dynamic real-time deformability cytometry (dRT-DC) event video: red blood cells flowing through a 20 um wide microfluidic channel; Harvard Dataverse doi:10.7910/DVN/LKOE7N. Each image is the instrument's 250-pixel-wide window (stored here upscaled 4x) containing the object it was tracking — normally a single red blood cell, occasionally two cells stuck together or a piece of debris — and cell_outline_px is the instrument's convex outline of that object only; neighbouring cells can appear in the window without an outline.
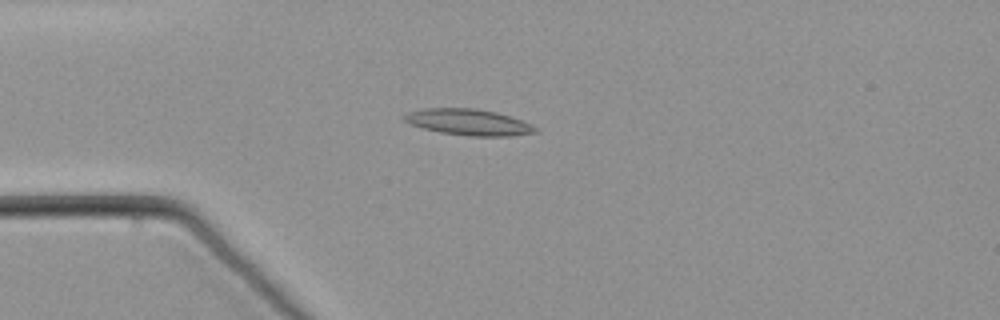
{"species": "common noctule bat (a hibernating species)", "species_latin": "Nyctalus noctula", "temperature_condition": "warm", "stored_images_in_passage": 57, "camera_frame_rate_fps": 3000, "um_per_image_px": 0.085, "animal": {"sex": "male", "body_mass_g": 21.5, "forearm_length_mm": 52.0}, "frame": {"image": 1, "passage_image": 16, "time_ms": 5.0, "image_size_px": [1000, 320], "cell_outline_px": [[536, 132], [508, 136], [468, 136], [440, 132], [408, 124], [404, 120], [404, 116], [408, 112], [424, 108], [476, 108], [496, 112], [532, 124], [536, 128]], "centroid_in_image_um": [39.79, 10.38], "position_along_channel_um": 45.2, "area_um2": 19.83}}
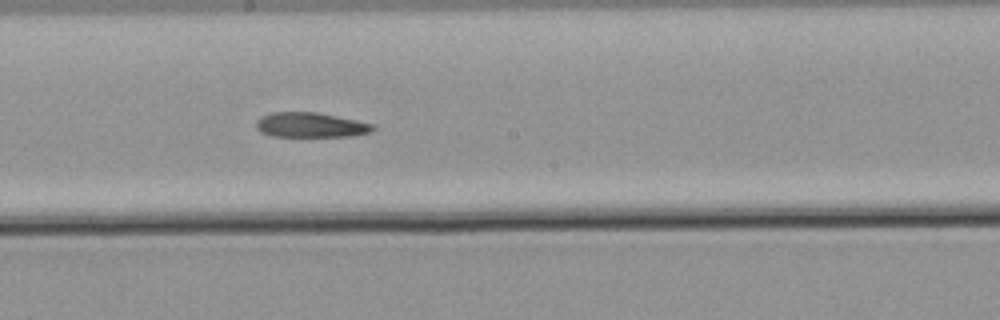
{"frame": {"image": 2, "passage_image": 32, "time_ms": 10.333, "image_size_px": [1000, 320], "cell_outline_px": [[376, 128], [372, 132], [352, 136], [272, 136], [260, 132], [256, 128], [256, 120], [260, 116], [272, 112], [316, 112], [376, 124]], "centroid_in_image_um": [26.41, 10.62], "position_along_channel_um": 221.8, "area_um2": 17.05}}
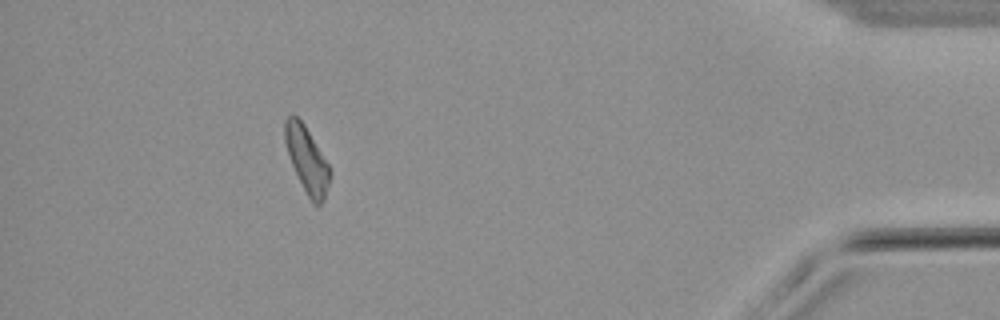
{"frame": {"image": 3, "passage_image": 52, "time_ms": 17.0, "image_size_px": [1000, 320], "cell_outline_px": [[328, 184], [324, 200], [316, 208], [312, 204], [292, 164], [284, 140], [284, 120], [288, 116], [296, 116], [304, 124], [328, 164]], "centroid_in_image_um": [26.06, 13.57], "position_along_channel_um": 409.1, "area_um2": 16.65}}